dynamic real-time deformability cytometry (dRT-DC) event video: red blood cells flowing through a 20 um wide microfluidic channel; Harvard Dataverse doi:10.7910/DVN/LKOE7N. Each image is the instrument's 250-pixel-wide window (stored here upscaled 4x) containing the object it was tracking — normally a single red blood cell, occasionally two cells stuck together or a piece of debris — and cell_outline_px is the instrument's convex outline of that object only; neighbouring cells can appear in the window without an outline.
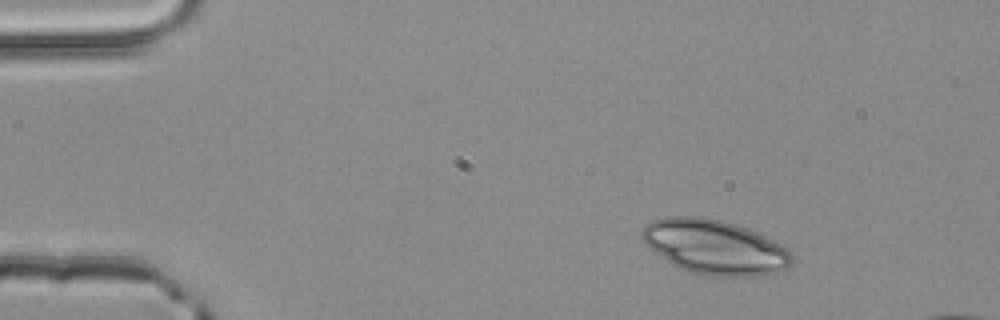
{"species": "common noctule bat (a hibernating species)", "species_latin": "Nyctalus noctula", "temperature_condition": "room temperature", "stored_images_in_passage": 3, "camera_frame_rate_fps": 3000, "um_per_image_px": 0.085, "animal": {"sex": "male", "body_mass_g": 20.4}, "frame": {"image": 1, "passage_image": 1, "time_ms": 0.0, "image_size_px": [1000, 320], "cell_outline_px": [[792, 264], [784, 276], [704, 276], [688, 272], [672, 264], [656, 252], [640, 236], [644, 228], [652, 220], [668, 216], [700, 216], [720, 220], [736, 224], [760, 232], [788, 248], [792, 252]], "centroid_in_image_um": [60.89, 21.03], "position_along_channel_um": 24.1, "area_um2": 48.55}}